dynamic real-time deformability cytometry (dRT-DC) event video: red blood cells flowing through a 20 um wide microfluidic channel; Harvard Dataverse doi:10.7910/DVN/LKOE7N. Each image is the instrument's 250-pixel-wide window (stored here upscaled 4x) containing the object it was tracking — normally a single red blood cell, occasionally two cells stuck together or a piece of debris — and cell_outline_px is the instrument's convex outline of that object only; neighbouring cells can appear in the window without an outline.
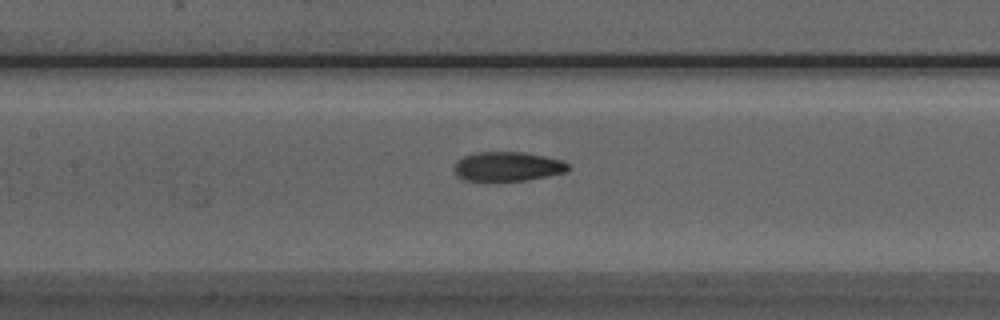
{"species": "Egyptian fruit bat (a non-hibernating species)", "species_latin": "Rousettus aegyptiacus", "temperature_condition": "room temperature", "stored_images_in_passage": 50, "camera_frame_rate_fps": 3000, "um_per_image_px": 0.085, "animal": {"sex": "male"}, "frame": {"image": 1, "passage_image": 22, "time_ms": 7.0, "image_size_px": [1000, 320], "cell_outline_px": [[568, 168], [564, 172], [548, 176], [528, 180], [496, 184], [484, 184], [464, 180], [452, 168], [456, 160], [464, 156], [476, 152], [524, 152], [544, 156], [560, 160], [568, 164]], "centroid_in_image_um": [43.05, 14.21], "position_along_channel_um": 164.4, "area_um2": 20.35}}
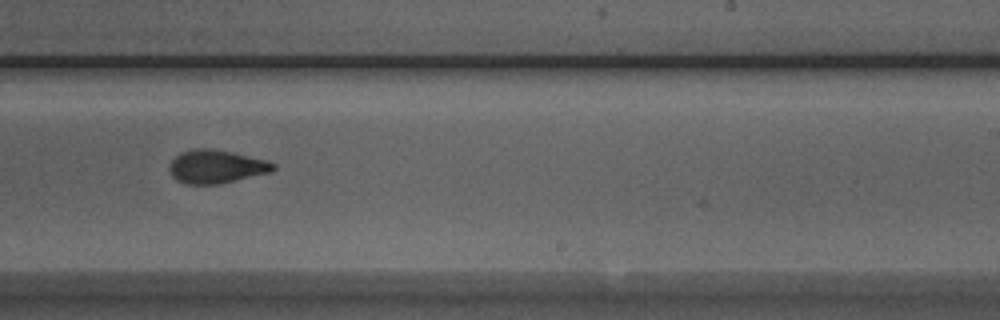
{"frame": {"image": 2, "passage_image": 30, "time_ms": 9.667, "image_size_px": [1000, 320], "cell_outline_px": [[276, 168], [272, 172], [220, 184], [184, 184], [176, 180], [172, 176], [168, 168], [172, 160], [180, 152], [192, 148], [212, 148], [232, 152], [268, 160], [276, 164]], "centroid_in_image_um": [18.39, 14.16], "position_along_channel_um": 270.6, "area_um2": 20.52}}
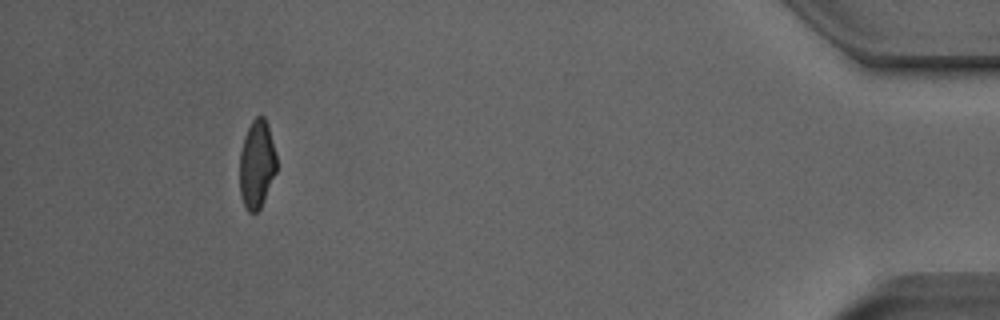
{"frame": {"image": 3, "passage_image": 46, "time_ms": 15.0, "image_size_px": [1000, 320], "cell_outline_px": [[276, 172], [264, 200], [260, 208], [256, 212], [248, 212], [240, 196], [240, 152], [244, 136], [252, 120], [256, 116], [264, 116], [268, 124], [276, 156]], "centroid_in_image_um": [21.82, 13.95], "position_along_channel_um": 413.4, "area_um2": 18.9}, "authors_computed_cell_mechanics": {"area_um2": 20.0277, "velocity_mm_per_s": 4.0028, "shape_relaxation_time_tau1_ms": 6.8705, "shape_relaxation_time_tau2_ms": 1.9537, "deformation_change_tau1": 0.1872, "deformation_change_tau2": 0.0955}}